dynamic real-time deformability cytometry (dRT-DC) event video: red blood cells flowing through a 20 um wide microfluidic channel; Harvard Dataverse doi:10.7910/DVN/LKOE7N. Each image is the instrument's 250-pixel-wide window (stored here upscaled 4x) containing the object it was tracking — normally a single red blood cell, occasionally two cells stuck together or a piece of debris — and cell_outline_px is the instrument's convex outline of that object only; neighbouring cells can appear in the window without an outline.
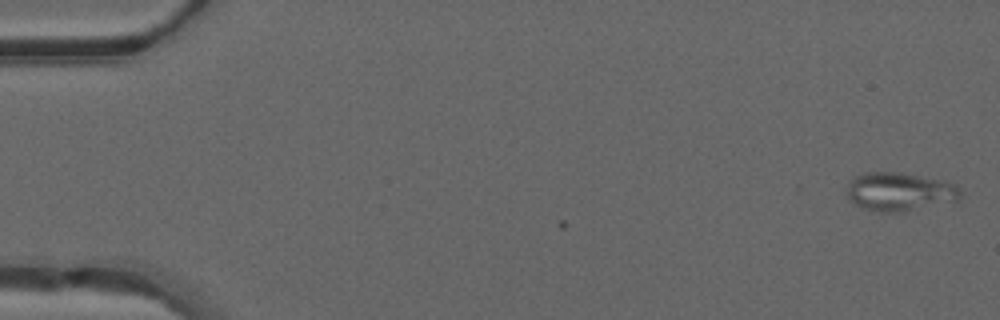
{"species": "common noctule bat (a hibernating species)", "species_latin": "Nyctalus noctula", "temperature_condition": "warm", "stored_images_in_passage": 4, "camera_frame_rate_fps": 3000, "um_per_image_px": 0.085, "animal": {"sex": "male", "forearm_length_mm": 52.5}, "frame": {"image": 1, "passage_image": 1, "time_ms": 0.0, "image_size_px": [1000, 320], "cell_outline_px": [[964, 196], [956, 200], [900, 212], [880, 212], [860, 208], [848, 200], [848, 180], [864, 172], [900, 172], [944, 180], [956, 184], [960, 188]], "centroid_in_image_um": [76.45, 16.28], "position_along_channel_um": 8.5, "area_um2": 25.72}}